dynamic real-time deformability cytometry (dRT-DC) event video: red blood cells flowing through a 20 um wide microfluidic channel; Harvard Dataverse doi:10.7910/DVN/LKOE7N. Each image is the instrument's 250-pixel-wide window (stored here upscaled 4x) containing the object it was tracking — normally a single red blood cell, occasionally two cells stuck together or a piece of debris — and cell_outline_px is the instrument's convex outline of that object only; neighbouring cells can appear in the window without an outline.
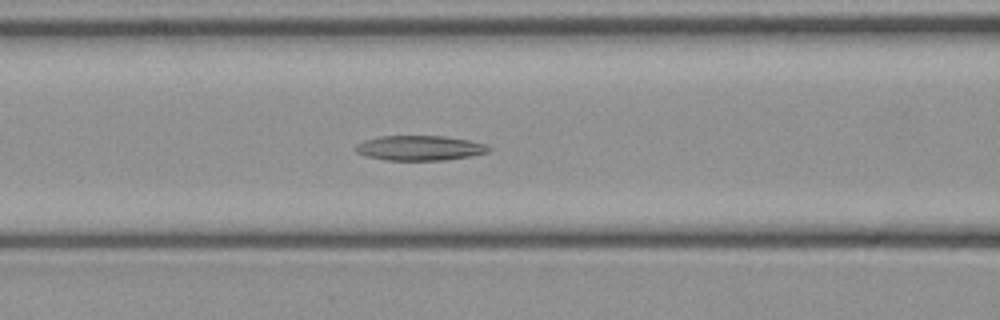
{"species": "common noctule bat (a hibernating species)", "species_latin": "Nyctalus noctula", "temperature_condition": "cold", "stored_images_in_passage": 36, "camera_frame_rate_fps": 3000, "um_per_image_px": 0.085, "animal": {"sex": "female", "body_mass_g": 21.9}, "frame": {"image": 1, "passage_image": 7, "time_ms": 2.0, "image_size_px": [1000, 320], "cell_outline_px": [[492, 148], [488, 152], [472, 156], [444, 160], [384, 160], [364, 156], [356, 152], [356, 144], [364, 140], [380, 136], [444, 136], [468, 140], [484, 144]], "centroid_in_image_um": [35.65, 12.58], "position_along_channel_um": 130.9, "area_um2": 19.36}}
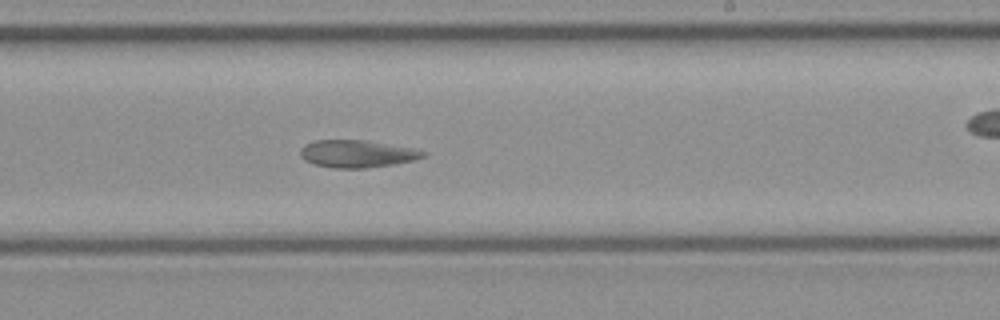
{"frame": {"image": 2, "passage_image": 16, "time_ms": 5.0, "image_size_px": [1000, 320], "cell_outline_px": [[428, 152], [424, 156], [412, 160], [392, 164], [368, 168], [332, 168], [316, 164], [304, 160], [300, 156], [300, 148], [304, 144], [312, 140], [368, 140], [416, 148]], "centroid_in_image_um": [30.34, 13.05], "position_along_channel_um": 258.7, "area_um2": 19.83}}
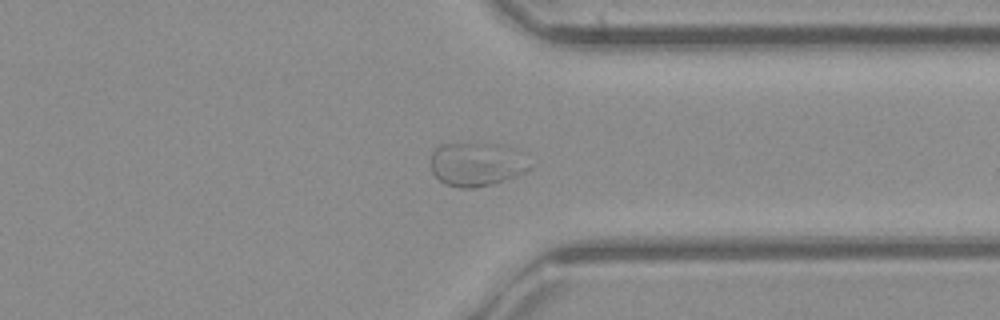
{"frame": {"image": 3, "passage_image": 24, "time_ms": 7.667, "image_size_px": [1000, 320], "cell_outline_px": [[536, 164], [532, 168], [516, 176], [492, 184], [476, 188], [460, 188], [444, 184], [432, 172], [432, 152], [440, 144], [508, 144], [516, 148]], "centroid_in_image_um": [40.62, 13.95], "position_along_channel_um": 370.8, "area_um2": 25.78}}